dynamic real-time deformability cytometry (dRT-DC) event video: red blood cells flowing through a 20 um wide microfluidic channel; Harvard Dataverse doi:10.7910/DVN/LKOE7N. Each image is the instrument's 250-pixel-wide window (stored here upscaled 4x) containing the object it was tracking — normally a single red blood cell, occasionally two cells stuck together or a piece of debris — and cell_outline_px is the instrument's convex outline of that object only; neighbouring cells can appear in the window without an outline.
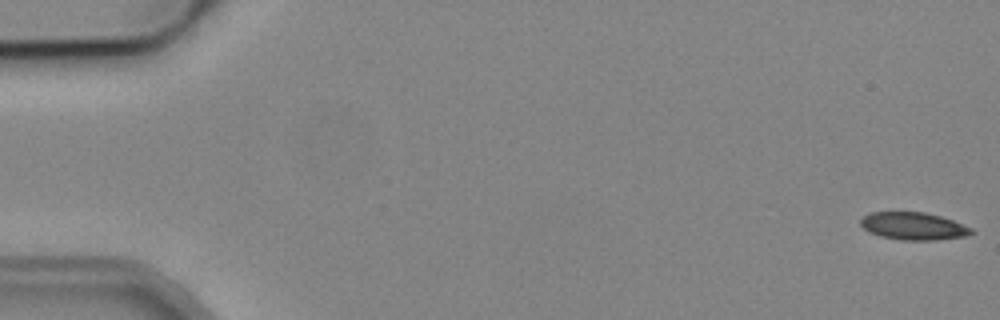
{"species": "common noctule bat (a hibernating species)", "species_latin": "Nyctalus noctula", "temperature_condition": "cold", "stored_images_in_passage": 5, "camera_frame_rate_fps": 3000, "um_per_image_px": 0.085, "animal": {"sex": "male", "body_mass_g": 19.2, "forearm_length_mm": 51.8}, "frame": {"image": 1, "passage_image": 1, "time_ms": 0.0, "image_size_px": [1000, 320], "cell_outline_px": [[976, 232], [968, 236], [936, 240], [900, 240], [880, 236], [868, 232], [860, 224], [860, 220], [864, 216], [872, 212], [924, 212], [940, 216], [952, 220], [972, 228]], "centroid_in_image_um": [77.66, 19.23], "position_along_channel_um": 7.3, "area_um2": 17.86}}